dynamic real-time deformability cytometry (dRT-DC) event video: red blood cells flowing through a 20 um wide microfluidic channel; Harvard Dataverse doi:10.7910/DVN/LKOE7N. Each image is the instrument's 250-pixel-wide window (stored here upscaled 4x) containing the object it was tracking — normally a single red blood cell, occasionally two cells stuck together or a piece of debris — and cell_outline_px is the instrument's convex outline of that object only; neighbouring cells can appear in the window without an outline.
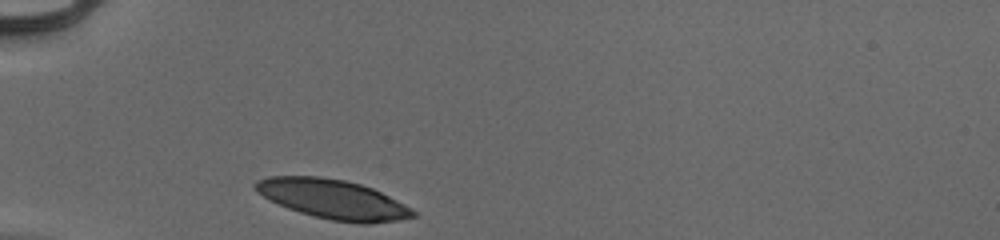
{"species": "human", "species_latin": "Homo sapiens", "temperature_condition": "cold", "stored_images_in_passage": 29, "camera_frame_rate_fps": 3000, "um_per_image_px": 0.085, "donor": {"sex": "male"}, "frame": {"image": 1, "passage_image": 1, "time_ms": 0.0, "image_size_px": [1000, 240], "cell_outline_px": [[420, 216], [400, 220], [372, 224], [360, 224], [332, 220], [300, 212], [288, 208], [256, 192], [252, 184], [256, 180], [268, 176], [320, 176], [344, 180], [360, 184], [372, 188], [404, 204], [416, 212]], "centroid_in_image_um": [28.32, 16.94], "position_along_channel_um": 56.7, "area_um2": 36.18}}
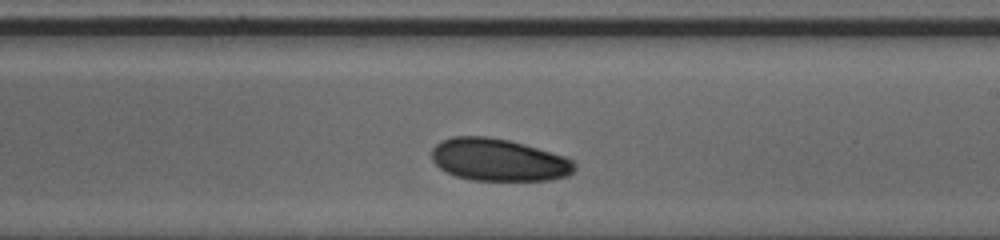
{"frame": {"image": 2, "passage_image": 17, "time_ms": 5.333, "image_size_px": [1000, 240], "cell_outline_px": [[576, 168], [568, 176], [552, 180], [472, 180], [456, 176], [440, 168], [432, 160], [432, 148], [440, 140], [452, 136], [488, 136], [508, 140], [524, 144], [568, 156], [576, 164]], "centroid_in_image_um": [42.41, 13.58], "position_along_channel_um": 246.6, "area_um2": 35.55}}
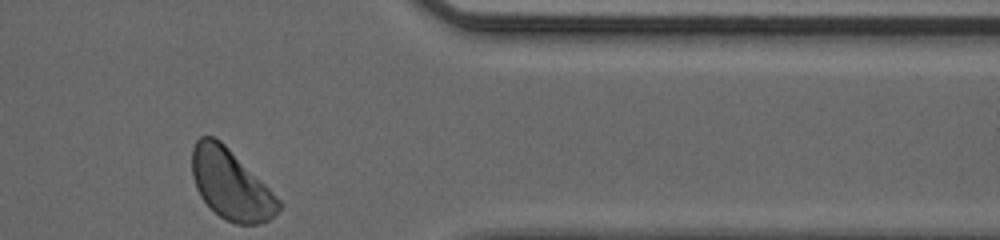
{"frame": {"image": 3, "passage_image": 29, "time_ms": 9.333, "image_size_px": [1000, 240], "cell_outline_px": [[284, 204], [268, 220], [256, 224], [236, 224], [224, 220], [200, 196], [196, 188], [192, 176], [192, 148], [196, 140], [200, 136], [212, 136], [220, 140]], "centroid_in_image_um": [19.59, 15.68], "position_along_channel_um": 391.8, "area_um2": 34.8}, "authors_computed_cell_mechanics": {"area_um2": 35.7204, "velocity_mm_per_s": 3.8978, "shape_relaxation_time_tau1_ms": 2.8999, "shape_relaxation_time_tau2_ms": null, "deformation_change_tau1": 0.0782, "deformation_change_tau2": null}}